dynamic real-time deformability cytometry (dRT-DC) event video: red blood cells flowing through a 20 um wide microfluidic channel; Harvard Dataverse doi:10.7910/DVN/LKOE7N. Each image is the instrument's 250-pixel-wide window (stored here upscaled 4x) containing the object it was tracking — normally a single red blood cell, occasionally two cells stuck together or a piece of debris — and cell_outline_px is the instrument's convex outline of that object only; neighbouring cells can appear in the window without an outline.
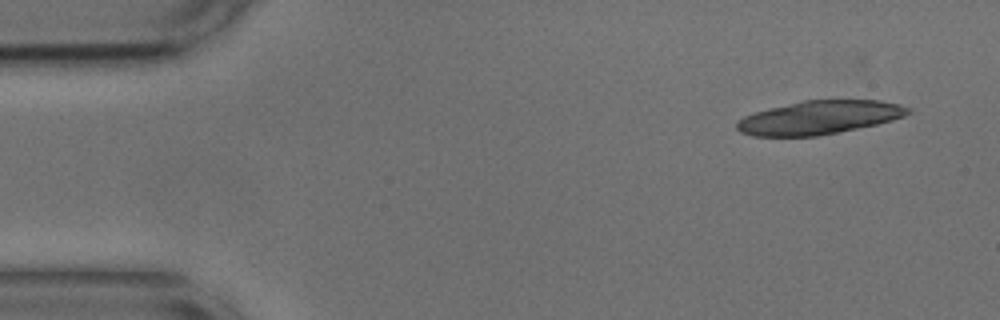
{"species": "common noctule bat (a hibernating species)", "species_latin": "Nyctalus noctula", "temperature_condition": "cold", "stored_images_in_passage": 29, "camera_frame_rate_fps": 3000, "um_per_image_px": 0.085, "animal": {"sex": "male", "body_mass_g": 17.9, "forearm_length_mm": 54.2}, "frame": {"image": 1, "passage_image": 1, "time_ms": 0.0, "image_size_px": [1000, 320], "cell_outline_px": [[912, 112], [904, 116], [892, 120], [876, 124], [816, 136], [752, 136], [740, 132], [736, 128], [736, 124], [744, 116], [768, 108], [804, 100], [880, 100], [900, 104], [912, 108]], "centroid_in_image_um": [69.66, 9.98], "position_along_channel_um": 15.3, "area_um2": 33.29}}